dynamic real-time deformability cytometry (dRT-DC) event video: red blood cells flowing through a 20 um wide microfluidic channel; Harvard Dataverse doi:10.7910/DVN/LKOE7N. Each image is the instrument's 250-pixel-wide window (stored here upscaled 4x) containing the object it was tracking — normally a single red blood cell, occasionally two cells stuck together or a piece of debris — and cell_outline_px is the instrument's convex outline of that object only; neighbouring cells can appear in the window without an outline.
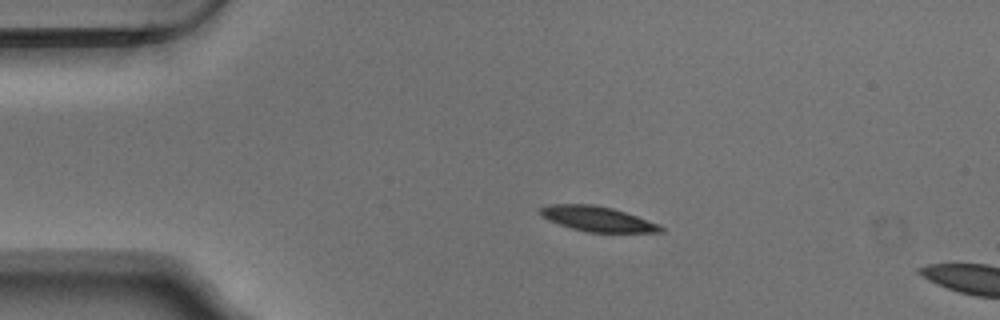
{"species": "Egyptian fruit bat (a non-hibernating species)", "species_latin": "Rousettus aegyptiacus", "temperature_condition": "warm", "stored_images_in_passage": 4, "camera_frame_rate_fps": 3000, "um_per_image_px": 0.085, "animal": {"sex": "male"}, "frame": {"image": 1, "passage_image": 1, "time_ms": 0.0, "image_size_px": [1000, 320], "cell_outline_px": [[664, 232], [588, 232], [572, 228], [548, 220], [536, 212], [540, 208], [548, 204], [592, 204], [612, 208], [660, 224], [664, 228]], "centroid_in_image_um": [50.75, 18.6], "position_along_channel_um": 34.2, "area_um2": 17.51}}